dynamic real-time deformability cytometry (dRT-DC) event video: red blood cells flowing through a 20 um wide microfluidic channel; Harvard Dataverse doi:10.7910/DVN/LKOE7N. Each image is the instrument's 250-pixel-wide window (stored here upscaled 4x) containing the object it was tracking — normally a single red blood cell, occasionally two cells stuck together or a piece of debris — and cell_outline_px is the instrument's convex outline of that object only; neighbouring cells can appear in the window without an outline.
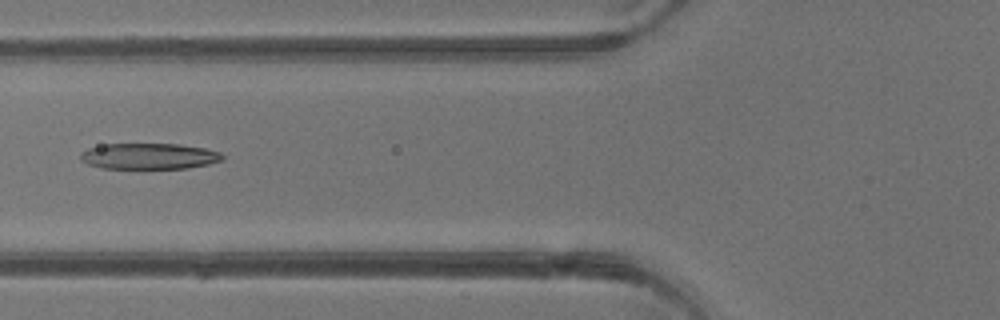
{"species": "common noctule bat (a hibernating species)", "species_latin": "Nyctalus noctula", "temperature_condition": "warm", "stored_images_in_passage": 4, "camera_frame_rate_fps": 3000, "um_per_image_px": 0.085, "animal": {"sex": "male", "body_mass_g": 13.3}, "frame": {"image": 1, "passage_image": 4, "time_ms": 3.667, "image_size_px": [1000, 320], "cell_outline_px": [[224, 156], [220, 160], [208, 164], [188, 168], [100, 168], [88, 164], [80, 160], [80, 152], [88, 148], [108, 144], [180, 144], [204, 148], [220, 152]], "centroid_in_image_um": [12.64, 13.27], "position_along_channel_um": 113.2, "area_um2": 21.39}}